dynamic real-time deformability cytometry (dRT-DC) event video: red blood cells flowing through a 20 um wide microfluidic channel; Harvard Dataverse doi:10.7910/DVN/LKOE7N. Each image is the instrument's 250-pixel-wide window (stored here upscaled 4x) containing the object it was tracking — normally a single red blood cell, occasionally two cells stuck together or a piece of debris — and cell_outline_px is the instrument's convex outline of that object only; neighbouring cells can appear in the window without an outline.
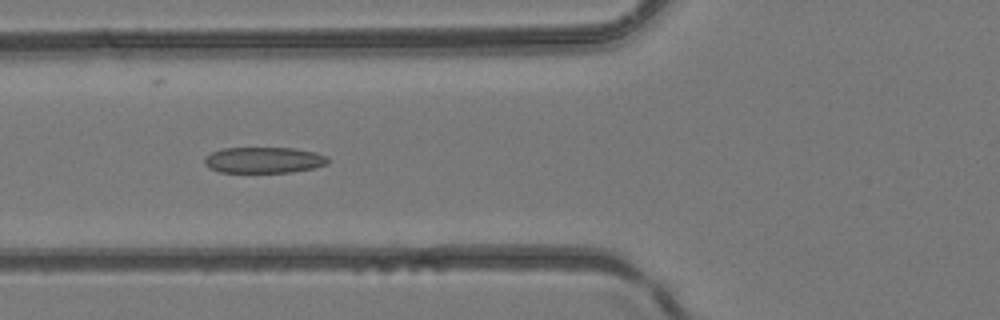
{"species": "common noctule bat (a hibernating species)", "species_latin": "Nyctalus noctula", "temperature_condition": "room temperature", "stored_images_in_passage": 48, "camera_frame_rate_fps": 3000, "um_per_image_px": 0.085, "animal": {"sex": "female", "body_mass_g": 24.6, "forearm_length_mm": 56.2}, "frame": {"image": 1, "passage_image": 19, "time_ms": 6.0, "image_size_px": [1000, 320], "cell_outline_px": [[328, 164], [312, 168], [292, 172], [220, 172], [208, 168], [204, 164], [204, 156], [212, 152], [224, 148], [296, 148], [316, 152], [328, 156]], "centroid_in_image_um": [22.42, 13.6], "position_along_channel_um": 103.4, "area_um2": 18.84}}
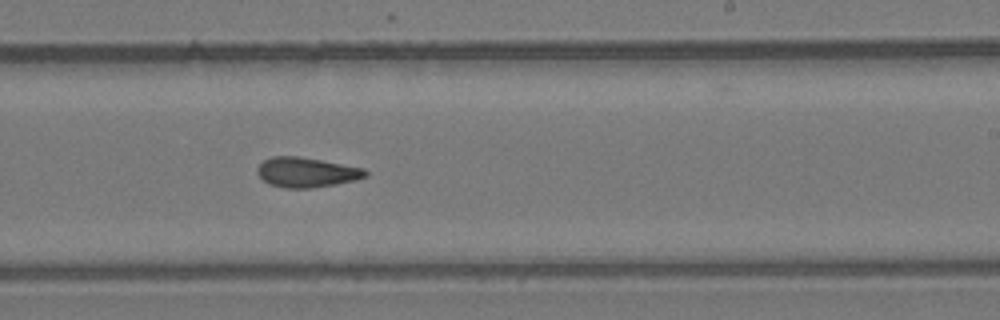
{"frame": {"image": 2, "passage_image": 30, "time_ms": 9.667, "image_size_px": [1000, 320], "cell_outline_px": [[368, 176], [356, 180], [336, 184], [312, 188], [288, 188], [268, 184], [256, 172], [256, 168], [264, 160], [272, 156], [296, 156], [320, 160], [364, 168], [368, 172]], "centroid_in_image_um": [26.06, 14.65], "position_along_channel_um": 262.9, "area_um2": 18.79}}
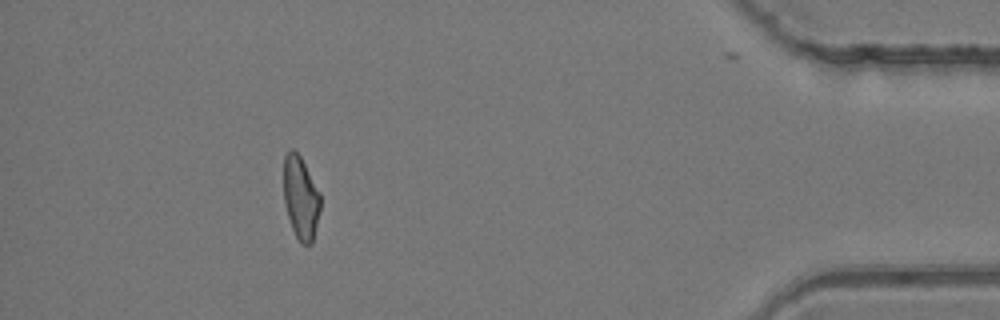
{"frame": {"image": 3, "passage_image": 44, "time_ms": 14.333, "image_size_px": [1000, 320], "cell_outline_px": [[320, 208], [312, 244], [300, 244], [292, 228], [284, 204], [284, 156], [292, 148], [300, 156], [320, 192]], "centroid_in_image_um": [25.56, 16.82], "position_along_channel_um": 409.6, "area_um2": 17.63}}